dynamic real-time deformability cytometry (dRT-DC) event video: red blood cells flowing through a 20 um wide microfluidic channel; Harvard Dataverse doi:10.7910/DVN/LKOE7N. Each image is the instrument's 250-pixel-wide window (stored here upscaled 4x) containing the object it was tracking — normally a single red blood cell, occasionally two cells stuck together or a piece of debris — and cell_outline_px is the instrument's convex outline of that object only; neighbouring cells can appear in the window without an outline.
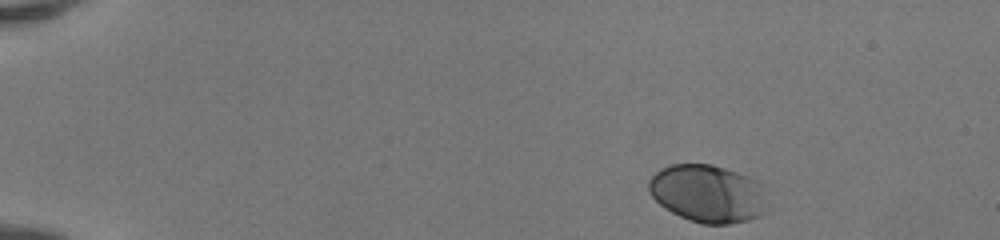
{"species": "human", "species_latin": "Homo sapiens", "temperature_condition": "room temperature", "stored_images_in_passage": 44, "camera_frame_rate_fps": 3000, "um_per_image_px": 0.085, "donor": {"sex": "female"}, "frame": {"image": 1, "passage_image": 1, "time_ms": 0.0, "image_size_px": [1000, 240], "cell_outline_px": [[772, 212], [748, 220], [732, 224], [700, 224], [680, 216], [664, 208], [652, 196], [648, 188], [648, 180], [660, 168], [668, 164], [712, 164], [748, 176], [764, 184]], "centroid_in_image_um": [60.26, 16.47], "position_along_channel_um": 24.7, "area_um2": 40.98}}
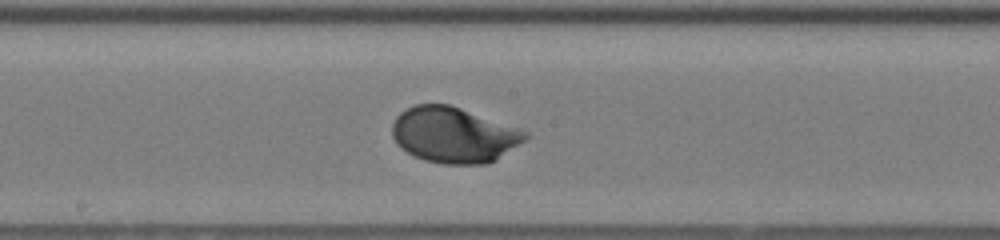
{"frame": {"image": 2, "passage_image": 23, "time_ms": 7.333, "image_size_px": [1000, 240], "cell_outline_px": [[528, 136], [524, 140], [496, 160], [488, 164], [444, 164], [424, 160], [400, 148], [396, 144], [392, 136], [392, 124], [396, 116], [400, 112], [416, 104], [448, 104], [460, 108], [528, 132]], "centroid_in_image_um": [38.52, 11.48], "position_along_channel_um": 209.7, "area_um2": 42.77}}
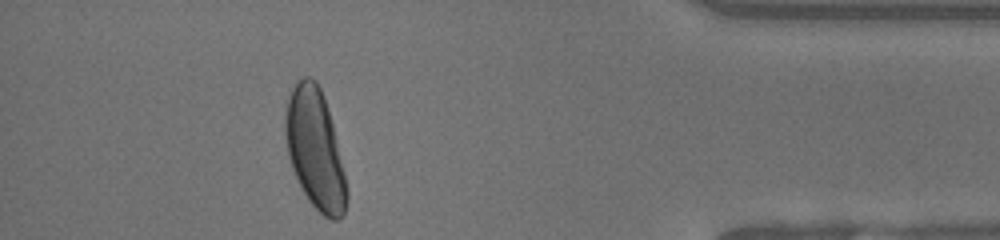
{"frame": {"image": 3, "passage_image": 40, "time_ms": 13.0, "image_size_px": [1000, 240], "cell_outline_px": [[348, 200], [344, 216], [340, 220], [332, 220], [324, 216], [308, 200], [292, 168], [288, 156], [284, 132], [284, 116], [288, 96], [292, 88], [304, 76], [308, 76], [316, 80], [324, 96], [332, 124], [348, 188]], "centroid_in_image_um": [26.78, 12.7], "position_along_channel_um": 408.4, "area_um2": 42.77}, "authors_computed_cell_mechanics": {"area_um2": 40.9802, "velocity_mm_per_s": 4.1145, "shape_relaxation_time_tau1_ms": 2.0856, "shape_relaxation_time_tau2_ms": null, "deformation_change_tau1": 0.1468, "deformation_change_tau2": null}}